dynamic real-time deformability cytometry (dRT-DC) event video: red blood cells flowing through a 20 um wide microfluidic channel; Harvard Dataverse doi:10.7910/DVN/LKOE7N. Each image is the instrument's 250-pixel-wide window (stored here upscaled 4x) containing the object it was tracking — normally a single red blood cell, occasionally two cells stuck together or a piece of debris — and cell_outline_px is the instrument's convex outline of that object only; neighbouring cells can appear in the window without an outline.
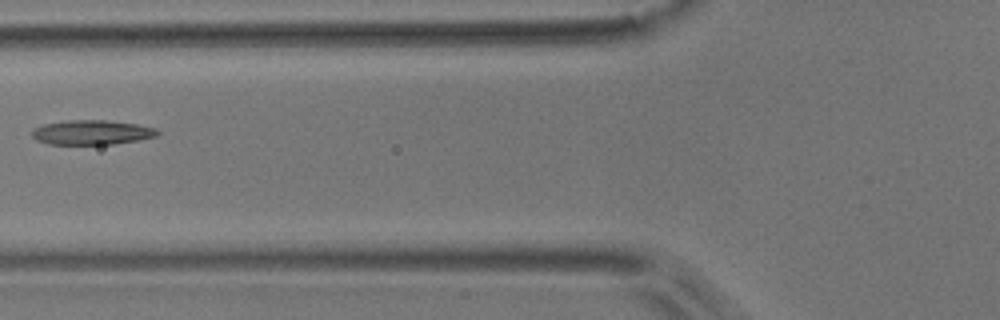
{"species": "common noctule bat (a hibernating species)", "species_latin": "Nyctalus noctula", "temperature_condition": "room temperature", "stored_images_in_passage": 4, "camera_frame_rate_fps": 3000, "um_per_image_px": 0.085, "animal": {"sex": "male", "body_mass_g": 17.9}, "frame": {"image": 1, "passage_image": 4, "time_ms": 1.0, "image_size_px": [1000, 320], "cell_outline_px": [[160, 132], [156, 136], [136, 140], [112, 144], [48, 144], [36, 140], [32, 136], [32, 128], [44, 124], [64, 120], [104, 120], [136, 124], [156, 128]], "centroid_in_image_um": [7.76, 11.25], "position_along_channel_um": 118.0, "area_um2": 17.92}}